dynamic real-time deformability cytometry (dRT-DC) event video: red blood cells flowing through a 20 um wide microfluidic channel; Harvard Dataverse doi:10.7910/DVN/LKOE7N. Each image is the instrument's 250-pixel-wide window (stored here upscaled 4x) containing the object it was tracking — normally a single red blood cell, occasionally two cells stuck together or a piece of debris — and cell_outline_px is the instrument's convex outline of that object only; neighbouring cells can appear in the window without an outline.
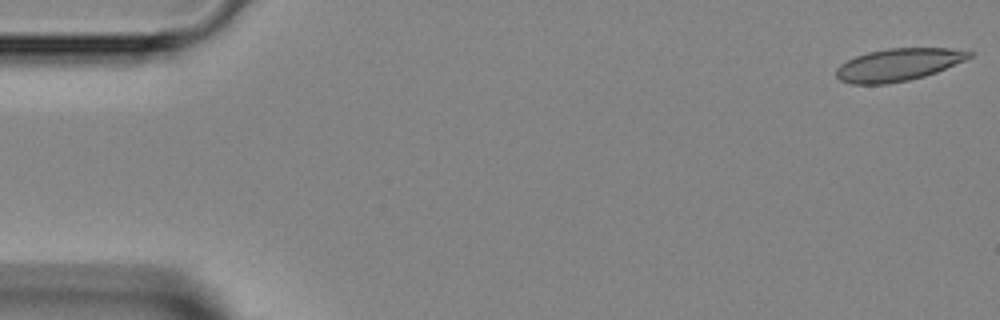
{"species": "Egyptian fruit bat (a non-hibernating species)", "species_latin": "Rousettus aegyptiacus", "temperature_condition": "room temperature", "stored_images_in_passage": 46, "camera_frame_rate_fps": 3000, "um_per_image_px": 0.085, "animal": {"sex": "female"}, "frame": {"image": 1, "passage_image": 1, "time_ms": 0.0, "image_size_px": [1000, 320], "cell_outline_px": [[976, 52], [972, 56], [964, 60], [936, 72], [924, 76], [908, 80], [888, 84], [852, 84], [840, 80], [836, 76], [836, 68], [840, 64], [856, 56], [868, 52], [888, 48], [948, 48]], "centroid_in_image_um": [76.34, 5.5], "position_along_channel_um": 8.7, "area_um2": 25.09}}
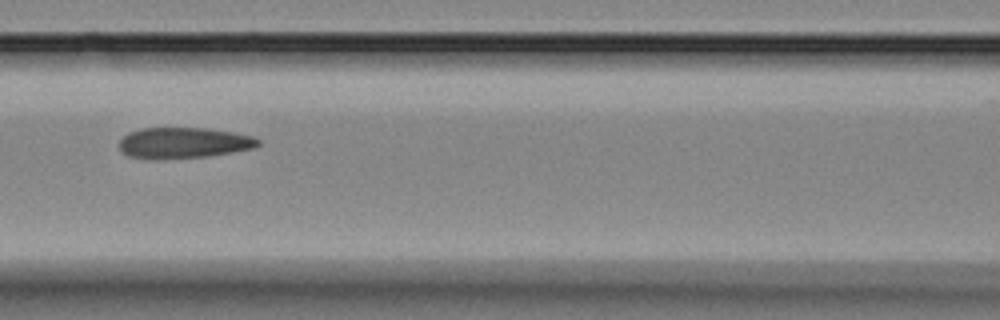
{"frame": {"image": 2, "passage_image": 20, "time_ms": 6.333, "image_size_px": [1000, 320], "cell_outline_px": [[260, 144], [256, 148], [208, 156], [164, 160], [156, 160], [128, 156], [120, 152], [116, 144], [128, 132], [140, 128], [208, 128], [232, 132], [252, 136], [260, 140]], "centroid_in_image_um": [15.55, 12.16], "position_along_channel_um": 151.1, "area_um2": 25.55}}
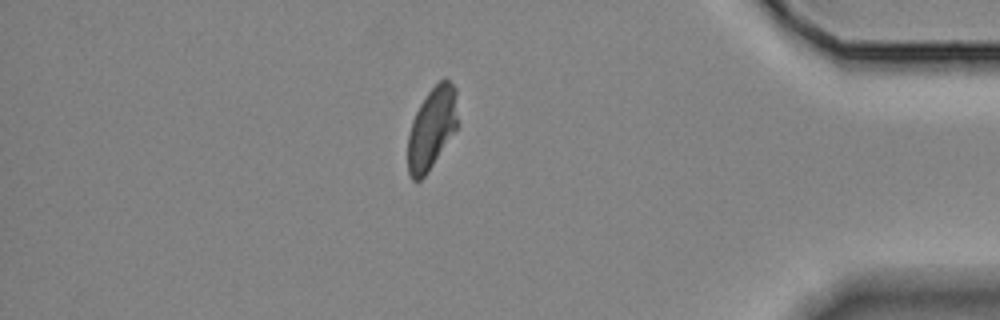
{"frame": {"image": 3, "passage_image": 40, "time_ms": 13.0, "image_size_px": [1000, 320], "cell_outline_px": [[456, 132], [428, 172], [420, 180], [412, 180], [408, 172], [408, 132], [412, 120], [420, 104], [428, 92], [444, 76], [456, 88]], "centroid_in_image_um": [36.7, 10.92], "position_along_channel_um": 398.5, "area_um2": 23.81}}